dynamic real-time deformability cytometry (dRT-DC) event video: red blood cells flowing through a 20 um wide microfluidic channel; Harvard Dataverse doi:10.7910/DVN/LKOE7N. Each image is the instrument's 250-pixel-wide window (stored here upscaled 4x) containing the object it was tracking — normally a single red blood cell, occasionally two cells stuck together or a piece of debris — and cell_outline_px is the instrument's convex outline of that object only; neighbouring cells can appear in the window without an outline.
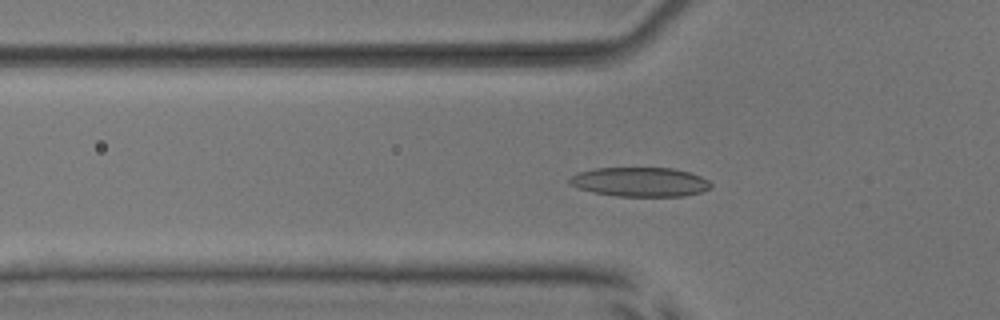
{"species": "common noctule bat (a hibernating species)", "species_latin": "Nyctalus noctula", "temperature_condition": "room temperature", "stored_images_in_passage": 54, "camera_frame_rate_fps": 3000, "um_per_image_px": 0.085, "animal": {"sex": "male", "body_mass_g": 17.9, "forearm_length_mm": 54.2}, "frame": {"image": 1, "passage_image": 18, "time_ms": 5.667, "image_size_px": [1000, 320], "cell_outline_px": [[712, 188], [700, 192], [684, 196], [616, 196], [592, 192], [568, 184], [568, 176], [576, 172], [596, 168], [672, 168], [692, 172], [708, 180], [712, 184]], "centroid_in_image_um": [54.38, 15.46], "position_along_channel_um": 71.4, "area_um2": 24.39}}
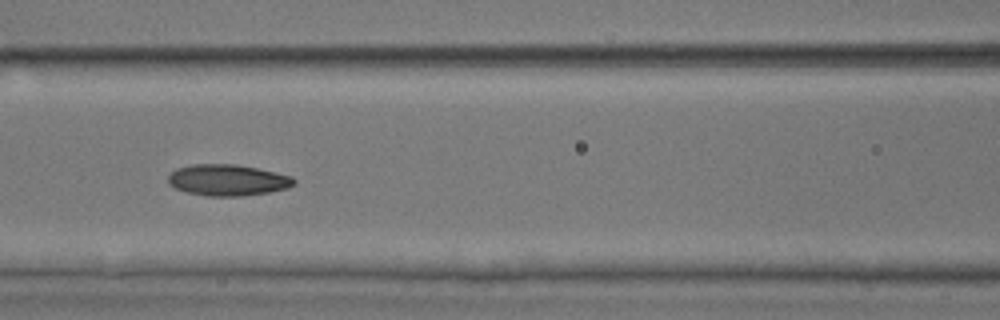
{"frame": {"image": 2, "passage_image": 24, "time_ms": 7.667, "image_size_px": [1000, 320], "cell_outline_px": [[296, 184], [288, 188], [268, 192], [240, 196], [204, 196], [184, 192], [168, 184], [168, 176], [176, 168], [192, 164], [236, 164], [256, 168], [292, 176], [296, 180]], "centroid_in_image_um": [19.33, 15.31], "position_along_channel_um": 147.3, "area_um2": 23.06}}
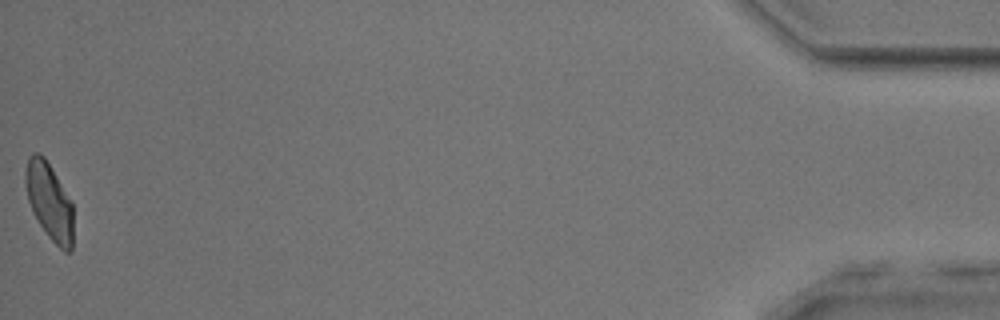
{"frame": {"image": 3, "passage_image": 54, "time_ms": 17.667, "image_size_px": [1000, 320], "cell_outline_px": [[72, 248], [68, 252], [64, 252], [48, 236], [32, 212], [28, 200], [24, 184], [24, 172], [28, 156], [32, 152], [40, 152], [44, 156], [56, 176], [72, 204]], "centroid_in_image_um": [4.14, 17.07], "position_along_channel_um": 431.1, "area_um2": 21.33}, "authors_computed_cell_mechanics": {"area_um2": 22.5709, "velocity_mm_per_s": 3.7957, "shape_relaxation_time_tau1_ms": 5.6632, "shape_relaxation_time_tau2_ms": 2.0649, "deformation_change_tau1": 0.1372, "deformation_change_tau2": 0.0789}}